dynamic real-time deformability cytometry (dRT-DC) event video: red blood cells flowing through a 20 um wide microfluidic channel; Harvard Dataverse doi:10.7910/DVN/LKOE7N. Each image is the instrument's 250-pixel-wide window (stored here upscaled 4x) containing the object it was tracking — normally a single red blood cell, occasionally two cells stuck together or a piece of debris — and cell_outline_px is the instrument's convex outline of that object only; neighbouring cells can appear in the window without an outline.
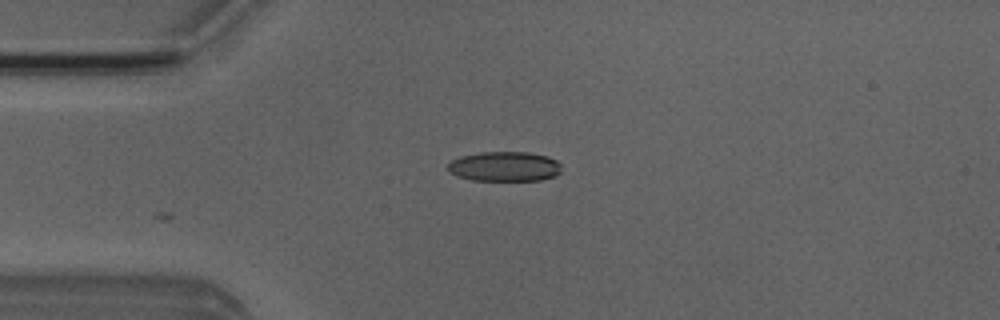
{"species": "Egyptian fruit bat (a non-hibernating species)", "species_latin": "Rousettus aegyptiacus", "temperature_condition": "room temperature", "stored_images_in_passage": 16, "camera_frame_rate_fps": 3000, "um_per_image_px": 0.085, "animal": {"sex": "male"}, "frame": {"image": 1, "passage_image": 1, "time_ms": 0.0, "image_size_px": [1000, 320], "cell_outline_px": [[560, 172], [556, 176], [540, 180], [472, 180], [456, 176], [448, 172], [448, 164], [452, 160], [460, 156], [480, 152], [528, 152], [548, 156], [556, 160], [560, 164]], "centroid_in_image_um": [42.87, 14.15], "position_along_channel_um": 42.1, "area_um2": 19.83}}
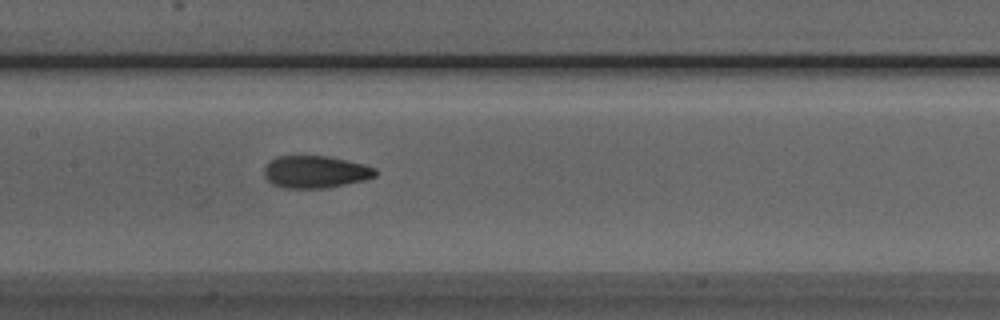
{"frame": {"image": 2, "passage_image": 13, "time_ms": 4.0, "image_size_px": [1000, 320], "cell_outline_px": [[376, 176], [364, 180], [328, 188], [280, 188], [272, 184], [264, 176], [264, 168], [276, 156], [328, 156], [364, 164], [376, 168]], "centroid_in_image_um": [26.81, 14.62], "position_along_channel_um": 180.6, "area_um2": 20.98}}
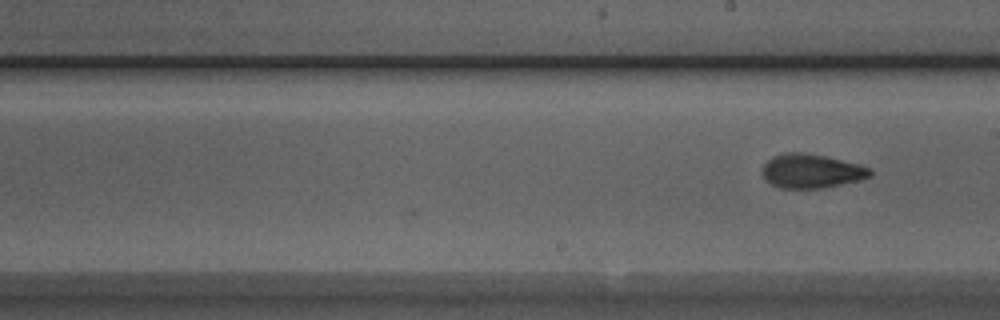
{"frame": {"image": 3, "passage_image": 16, "time_ms": 5.0, "image_size_px": [1000, 320], "cell_outline_px": [[872, 172], [868, 176], [860, 180], [824, 188], [780, 188], [768, 184], [764, 180], [760, 172], [764, 164], [772, 156], [784, 152], [800, 152], [824, 156], [860, 164], [872, 168]], "centroid_in_image_um": [68.91, 14.54], "position_along_channel_um": 220.1, "area_um2": 21.68}}